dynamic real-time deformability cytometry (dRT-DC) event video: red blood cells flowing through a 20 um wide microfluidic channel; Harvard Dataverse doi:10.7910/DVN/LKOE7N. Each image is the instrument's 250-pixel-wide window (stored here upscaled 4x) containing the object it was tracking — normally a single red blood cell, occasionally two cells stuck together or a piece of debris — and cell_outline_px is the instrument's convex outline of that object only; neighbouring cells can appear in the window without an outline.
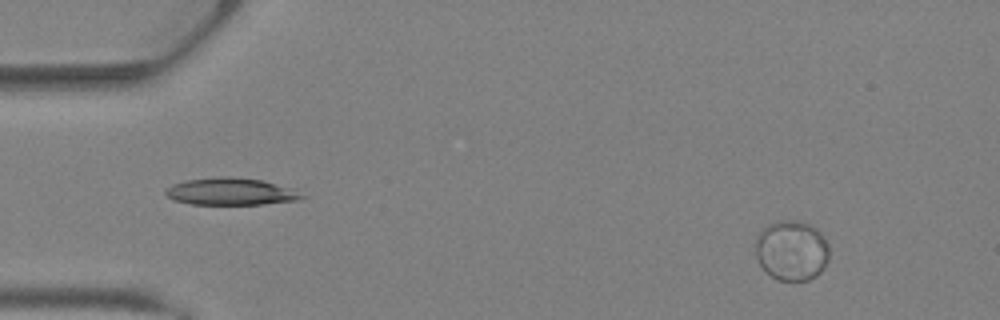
{"species": "Egyptian fruit bat (a non-hibernating species)", "species_latin": "Rousettus aegyptiacus", "temperature_condition": "warm", "stored_images_in_passage": 38, "camera_frame_rate_fps": 3000, "um_per_image_px": 0.085, "animal": {"sex": "female"}, "frame": {"image": 1, "passage_image": 4, "time_ms": 1.0, "image_size_px": [1000, 320], "cell_outline_px": [[828, 260], [824, 268], [816, 276], [808, 280], [780, 280], [772, 276], [756, 260], [756, 236], [768, 224], [784, 220], [788, 220], [808, 224], [816, 228], [828, 244]], "centroid_in_image_um": [67.29, 21.3], "position_along_channel_um": 17.7, "area_um2": 25.55}}
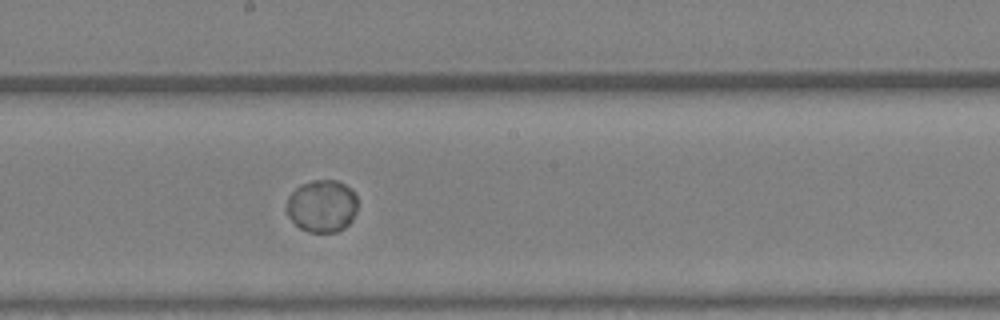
{"frame": {"image": 2, "passage_image": 21, "time_ms": 6.667, "image_size_px": [1000, 320], "cell_outline_px": [[356, 212], [352, 220], [344, 228], [336, 232], [308, 232], [300, 228], [284, 212], [288, 196], [300, 184], [312, 180], [336, 180], [344, 184], [356, 196]], "centroid_in_image_um": [27.33, 17.52], "position_along_channel_um": 220.9, "area_um2": 21.79}}
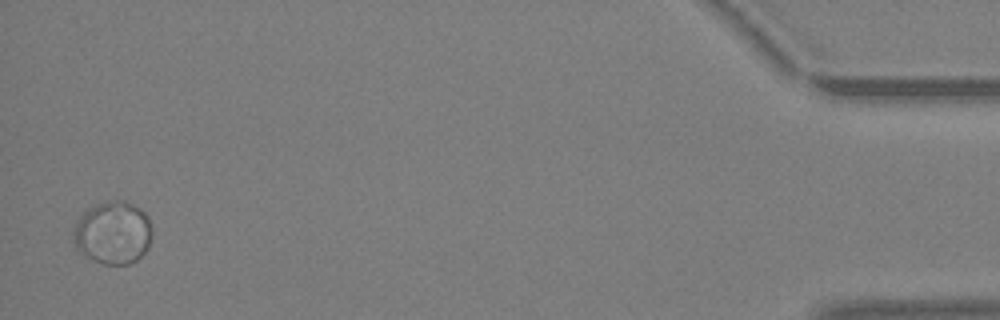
{"frame": {"image": 3, "passage_image": 37, "time_ms": 12.0, "image_size_px": [1000, 320], "cell_outline_px": [[152, 236], [148, 248], [136, 260], [128, 264], [104, 264], [92, 260], [84, 256], [76, 248], [72, 240], [72, 232], [80, 216], [84, 212], [96, 204], [116, 200], [124, 200], [140, 208], [148, 216], [152, 232]], "centroid_in_image_um": [9.59, 19.79], "position_along_channel_um": 425.6, "area_um2": 28.96}}